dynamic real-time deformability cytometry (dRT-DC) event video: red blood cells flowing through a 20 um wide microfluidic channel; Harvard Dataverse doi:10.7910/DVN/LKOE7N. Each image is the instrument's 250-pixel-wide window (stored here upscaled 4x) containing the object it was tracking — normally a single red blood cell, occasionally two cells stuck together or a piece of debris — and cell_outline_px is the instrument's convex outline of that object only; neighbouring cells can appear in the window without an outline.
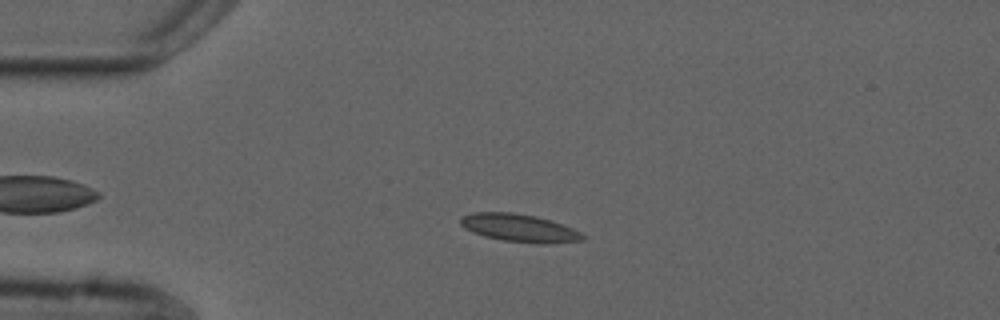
{"species": "common noctule bat (a hibernating species)", "species_latin": "Nyctalus noctula", "temperature_condition": "cold", "stored_images_in_passage": 55, "camera_frame_rate_fps": 3000, "um_per_image_px": 0.085, "animal": {"sex": "male", "forearm_length_mm": 52.5}, "frame": {"image": 1, "passage_image": 13, "time_ms": 4.0, "image_size_px": [1000, 320], "cell_outline_px": [[588, 236], [584, 240], [548, 244], [536, 244], [500, 240], [484, 236], [472, 232], [464, 228], [460, 224], [460, 216], [472, 212], [512, 212], [536, 216], [572, 228]], "centroid_in_image_um": [44.13, 19.39], "position_along_channel_um": 40.9, "area_um2": 20.06}}
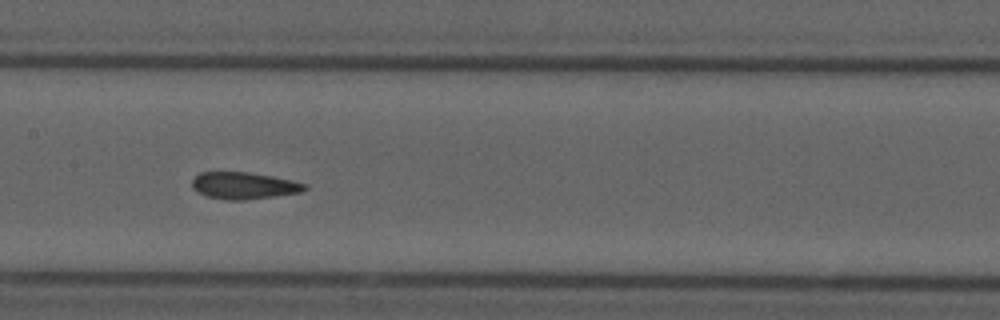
{"frame": {"image": 2, "passage_image": 27, "time_ms": 8.667, "image_size_px": [1000, 320], "cell_outline_px": [[308, 188], [300, 192], [276, 196], [244, 200], [224, 200], [204, 196], [196, 192], [192, 188], [192, 180], [200, 172], [248, 172], [272, 176], [292, 180], [308, 184]], "centroid_in_image_um": [20.71, 15.78], "position_along_channel_um": 186.7, "area_um2": 17.86}}
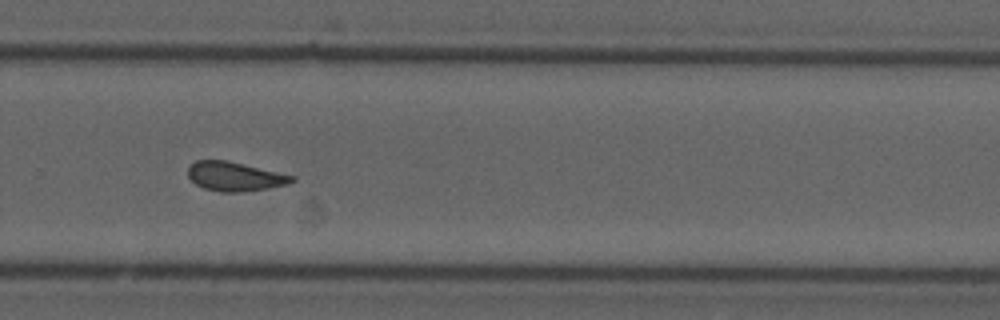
{"frame": {"image": 3, "passage_image": 37, "time_ms": 12.0, "image_size_px": [1000, 320], "cell_outline_px": [[296, 180], [288, 184], [244, 192], [220, 192], [204, 188], [196, 184], [188, 176], [188, 168], [196, 160], [224, 160], [296, 176]], "centroid_in_image_um": [19.96, 15.01], "position_along_channel_um": 309.8, "area_um2": 17.46}, "authors_computed_cell_mechanics": {"area_um2": 18.0914, "velocity_mm_per_s": 3.7154, "shape_relaxation_time_tau1_ms": null, "shape_relaxation_time_tau2_ms": 1.7821, "deformation_change_tau1": null, "deformation_change_tau2": 0.0823}}